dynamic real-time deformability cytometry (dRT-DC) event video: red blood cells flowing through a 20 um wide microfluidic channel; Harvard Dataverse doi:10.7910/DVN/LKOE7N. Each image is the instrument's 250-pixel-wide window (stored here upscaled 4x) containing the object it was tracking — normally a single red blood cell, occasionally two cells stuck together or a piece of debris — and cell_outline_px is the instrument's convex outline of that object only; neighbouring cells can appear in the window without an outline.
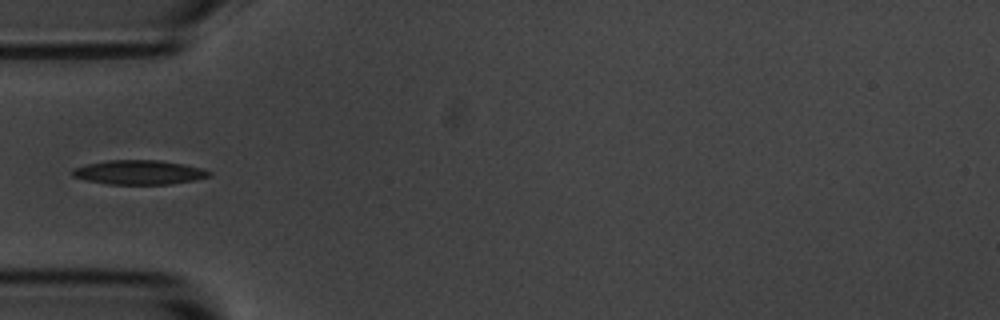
{"species": "common noctule bat (a hibernating species)", "species_latin": "Nyctalus noctula", "temperature_condition": "room temperature", "stored_images_in_passage": 3, "camera_frame_rate_fps": 3000, "um_per_image_px": 0.085, "animal": {"sex": "male", "body_mass_g": 20.1, "forearm_length_mm": 53.5}, "frame": {"image": 1, "passage_image": 1, "time_ms": 0.0, "image_size_px": [1000, 320], "cell_outline_px": [[212, 172], [208, 176], [192, 180], [172, 184], [108, 184], [88, 180], [72, 176], [72, 168], [104, 160], [160, 160], [184, 164], [200, 168]], "centroid_in_image_um": [11.79, 14.64], "position_along_channel_um": 73.2, "area_um2": 19.19}}
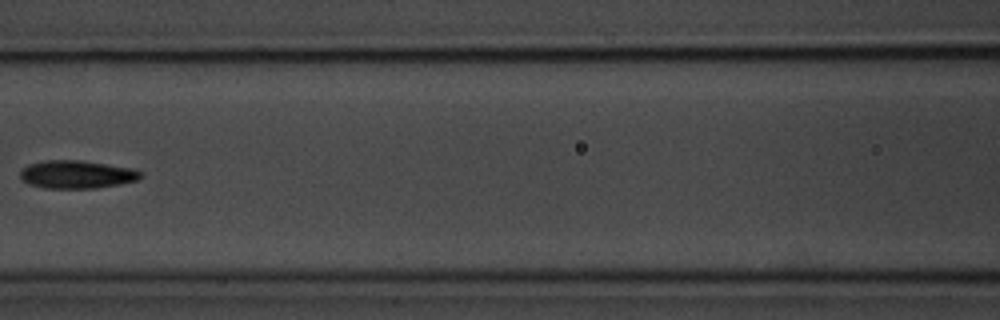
{"frame": {"image": 2, "passage_image": 3, "time_ms": 0.667, "image_size_px": [1000, 320], "cell_outline_px": [[144, 176], [136, 180], [120, 184], [96, 188], [44, 188], [28, 184], [20, 176], [20, 172], [28, 164], [44, 160], [76, 160], [136, 168]], "centroid_in_image_um": [6.54, 14.82], "position_along_channel_um": 160.1, "area_um2": 19.65}}